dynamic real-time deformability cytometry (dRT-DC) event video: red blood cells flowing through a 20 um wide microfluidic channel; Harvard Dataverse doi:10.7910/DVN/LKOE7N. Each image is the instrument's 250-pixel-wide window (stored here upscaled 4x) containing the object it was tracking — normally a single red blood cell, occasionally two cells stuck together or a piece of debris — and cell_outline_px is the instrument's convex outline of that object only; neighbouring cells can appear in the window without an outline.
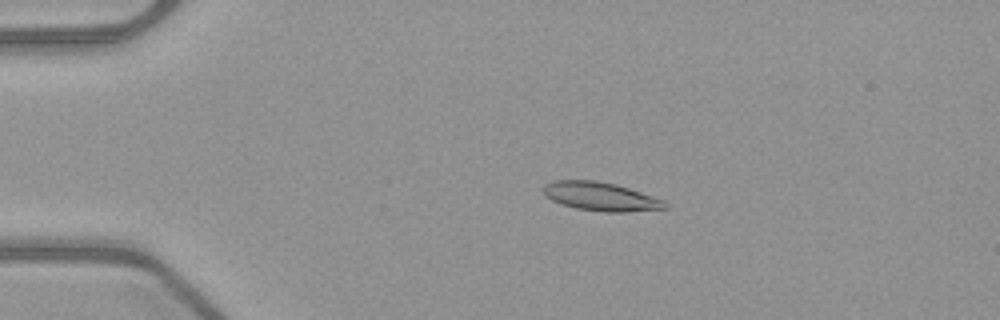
{"species": "common noctule bat (a hibernating species)", "species_latin": "Nyctalus noctula", "temperature_condition": "warm", "stored_images_in_passage": 53, "camera_frame_rate_fps": 3000, "um_per_image_px": 0.085, "animal": {"sex": "female", "body_mass_g": 21.9}, "frame": {"image": 1, "passage_image": 12, "time_ms": 3.667, "image_size_px": [1000, 320], "cell_outline_px": [[668, 208], [624, 212], [604, 212], [576, 208], [552, 200], [544, 196], [540, 188], [544, 184], [556, 180], [596, 180], [616, 184], [664, 200], [668, 204]], "centroid_in_image_um": [51.02, 16.69], "position_along_channel_um": 34.0, "area_um2": 20.35}}
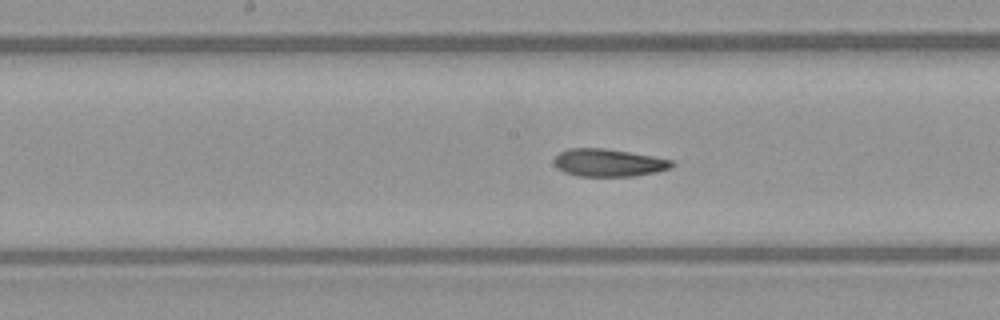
{"frame": {"image": 2, "passage_image": 28, "time_ms": 9.0, "image_size_px": [1000, 320], "cell_outline_px": [[676, 164], [672, 168], [656, 172], [636, 176], [580, 176], [564, 172], [556, 168], [552, 160], [560, 152], [568, 148], [604, 148], [656, 156], [672, 160]], "centroid_in_image_um": [51.75, 13.83], "position_along_channel_um": 196.4, "area_um2": 19.25}}
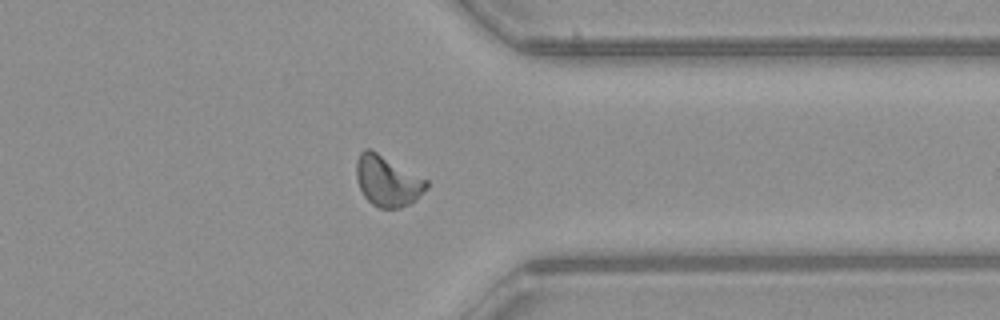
{"frame": {"image": 3, "passage_image": 42, "time_ms": 13.667, "image_size_px": [1000, 320], "cell_outline_px": [[428, 188], [416, 200], [400, 208], [380, 208], [372, 204], [364, 196], [356, 180], [356, 160], [360, 152], [364, 148], [372, 148], [428, 180]], "centroid_in_image_um": [32.93, 15.35], "position_along_channel_um": 378.5, "area_um2": 21.04}, "authors_computed_cell_mechanics": {"area_um2": 19.363, "velocity_mm_per_s": 4.0, "shape_relaxation_time_tau1_ms": null, "shape_relaxation_time_tau2_ms": 2.8063, "deformation_change_tau1": null, "deformation_change_tau2": 0.1047}}